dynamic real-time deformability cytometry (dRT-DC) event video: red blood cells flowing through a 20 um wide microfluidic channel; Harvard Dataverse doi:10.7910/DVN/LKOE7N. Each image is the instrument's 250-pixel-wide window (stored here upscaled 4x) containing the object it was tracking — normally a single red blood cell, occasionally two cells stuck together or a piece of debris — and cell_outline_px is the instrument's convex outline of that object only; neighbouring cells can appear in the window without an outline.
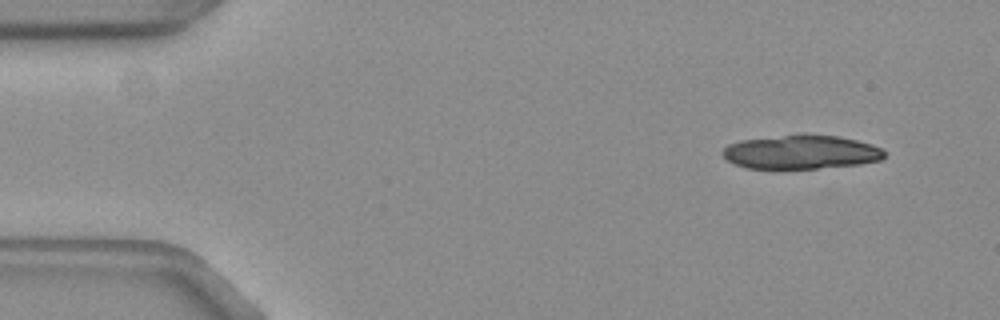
{"species": "common noctule bat (a hibernating species)", "species_latin": "Nyctalus noctula", "temperature_condition": "warm", "stored_images_in_passage": 12, "camera_frame_rate_fps": 3000, "um_per_image_px": 0.085, "animal": {"sex": "female", "body_mass_g": 19.3, "forearm_length_mm": 54.1}, "frame": {"image": 1, "passage_image": 2, "time_ms": 0.333, "image_size_px": [1000, 320], "cell_outline_px": [[884, 156], [880, 160], [860, 164], [784, 172], [780, 172], [748, 168], [736, 164], [728, 160], [724, 156], [724, 148], [728, 144], [740, 140], [784, 136], [836, 136], [856, 140], [880, 148], [884, 152]], "centroid_in_image_um": [68.04, 13.0], "position_along_channel_um": 17.0, "area_um2": 32.08}}